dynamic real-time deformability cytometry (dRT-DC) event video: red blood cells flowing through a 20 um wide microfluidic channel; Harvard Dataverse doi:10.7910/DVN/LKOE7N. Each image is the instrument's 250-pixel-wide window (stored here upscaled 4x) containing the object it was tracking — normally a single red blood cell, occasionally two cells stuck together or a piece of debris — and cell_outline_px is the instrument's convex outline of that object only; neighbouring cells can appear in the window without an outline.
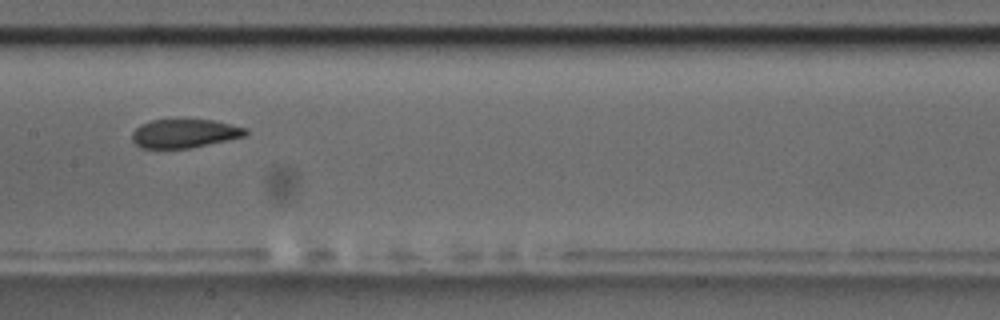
{"species": "common noctule bat (a hibernating species)", "species_latin": "Nyctalus noctula", "temperature_condition": "room temperature", "stored_images_in_passage": 7, "segment_of_instrument_passage": [1, 2], "camera_frame_rate_fps": 3000, "um_per_image_px": 0.085, "animal": {"sex": "male", "body_mass_g": 17.5, "forearm_length_mm": 52.3}, "frame": {"image": 1, "passage_image": 5, "time_ms": 4.667, "image_size_px": [1000, 320], "cell_outline_px": [[248, 132], [244, 136], [228, 140], [192, 148], [140, 148], [132, 140], [132, 132], [140, 124], [152, 120], [212, 120], [248, 128]], "centroid_in_image_um": [15.68, 11.35], "position_along_channel_um": 191.7, "area_um2": 18.96}}
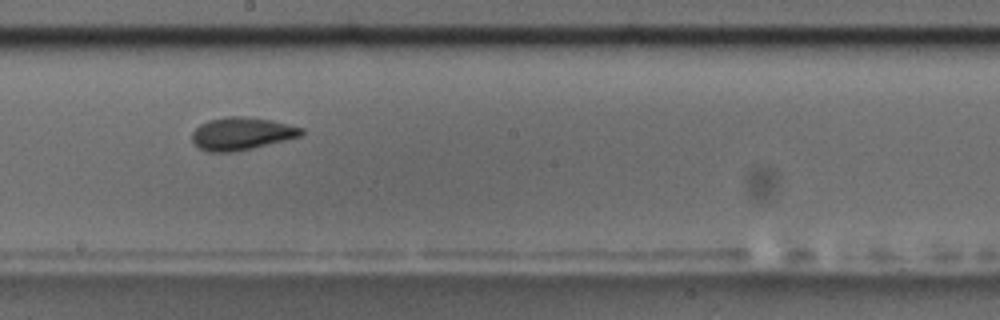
{"frame": {"image": 2, "passage_image": 6, "time_ms": 5.667, "image_size_px": [1000, 320], "cell_outline_px": [[304, 132], [300, 136], [252, 148], [232, 152], [208, 152], [200, 148], [192, 140], [192, 132], [200, 124], [208, 120], [228, 116], [244, 116], [272, 120], [304, 128]], "centroid_in_image_um": [20.53, 11.35], "position_along_channel_um": 227.7, "area_um2": 20.69}}